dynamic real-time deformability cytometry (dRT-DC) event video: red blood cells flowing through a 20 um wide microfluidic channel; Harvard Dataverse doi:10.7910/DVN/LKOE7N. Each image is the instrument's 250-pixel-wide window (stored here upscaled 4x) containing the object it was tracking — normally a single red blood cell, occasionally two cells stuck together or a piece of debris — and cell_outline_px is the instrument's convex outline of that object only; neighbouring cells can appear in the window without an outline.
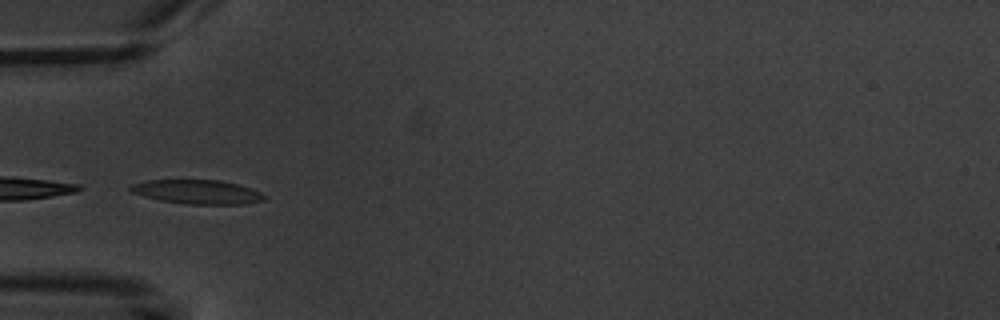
{"species": "common noctule bat (a hibernating species)", "species_latin": "Nyctalus noctula", "temperature_condition": "warm", "stored_images_in_passage": 9, "camera_frame_rate_fps": 3000, "um_per_image_px": 0.085, "animal": {"sex": "male", "body_mass_g": 20.1, "forearm_length_mm": 53.5}, "frame": {"image": 1, "passage_image": 3, "time_ms": 5.0, "image_size_px": [1000, 320], "cell_outline_px": [[268, 200], [244, 204], [184, 204], [160, 200], [144, 196], [132, 192], [128, 188], [132, 184], [148, 180], [220, 180], [240, 184], [260, 192], [268, 196]], "centroid_in_image_um": [16.84, 16.31], "position_along_channel_um": 68.2, "area_um2": 18.96}}
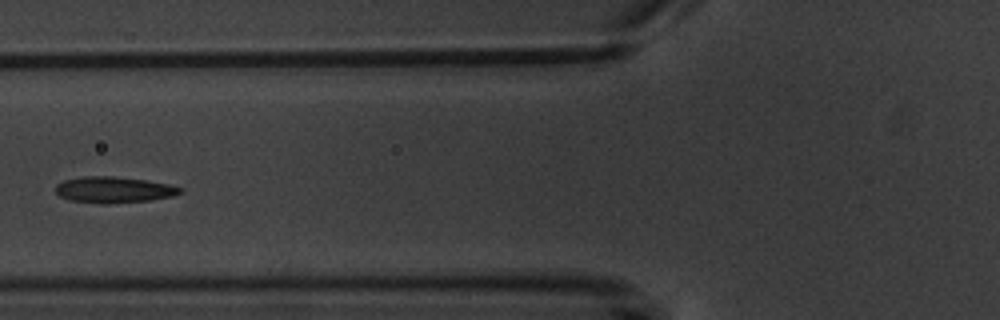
{"frame": {"image": 2, "passage_image": 4, "time_ms": 6.333, "image_size_px": [1000, 320], "cell_outline_px": [[184, 192], [172, 196], [152, 200], [108, 204], [100, 204], [72, 200], [60, 196], [56, 192], [56, 184], [64, 180], [80, 176], [112, 176], [144, 180], [168, 184], [184, 188]], "centroid_in_image_um": [9.69, 16.13], "position_along_channel_um": 116.1, "area_um2": 19.07}}
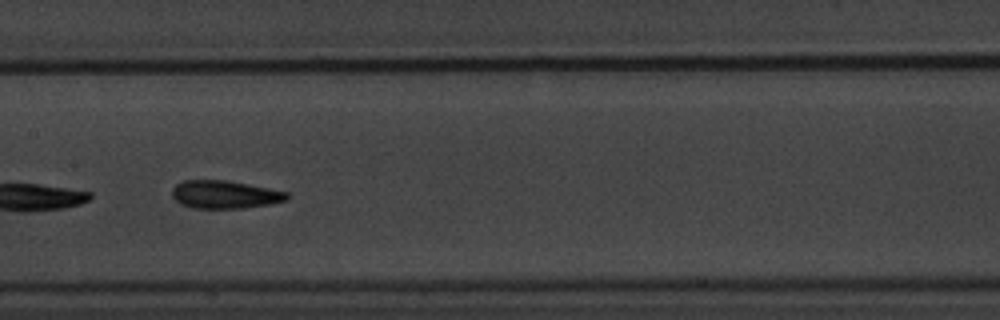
{"frame": {"image": 3, "passage_image": 6, "time_ms": 8.333, "image_size_px": [1000, 320], "cell_outline_px": [[288, 200], [272, 204], [244, 208], [192, 208], [180, 204], [172, 196], [172, 188], [176, 184], [184, 180], [228, 180], [288, 192]], "centroid_in_image_um": [19.11, 16.54], "position_along_channel_um": 188.3, "area_um2": 18.84}}